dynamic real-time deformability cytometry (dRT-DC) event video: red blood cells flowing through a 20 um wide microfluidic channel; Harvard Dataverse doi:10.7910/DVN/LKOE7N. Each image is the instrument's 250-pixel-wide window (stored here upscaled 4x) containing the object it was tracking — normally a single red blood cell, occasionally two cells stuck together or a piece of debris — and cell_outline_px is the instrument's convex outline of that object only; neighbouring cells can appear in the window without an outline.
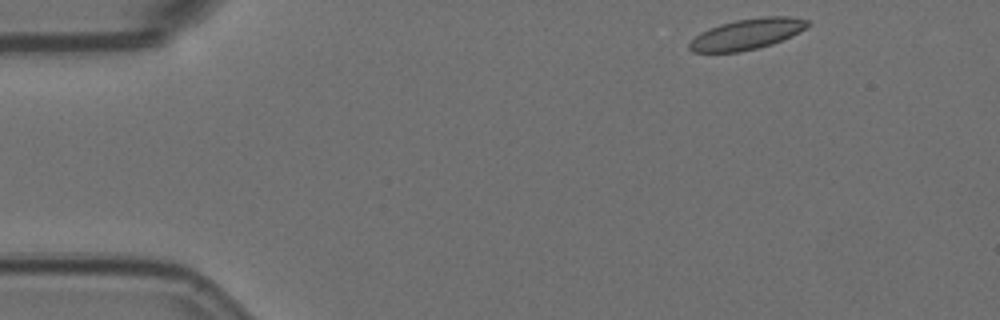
{"species": "Egyptian fruit bat (a non-hibernating species)", "species_latin": "Rousettus aegyptiacus", "temperature_condition": "room temperature", "stored_images_in_passage": 2, "camera_frame_rate_fps": 3000, "um_per_image_px": 0.085, "animal": {"sex": "female"}, "frame": {"image": 1, "passage_image": 1, "time_ms": 0.0, "image_size_px": [1000, 320], "cell_outline_px": [[812, 24], [800, 32], [772, 44], [740, 52], [692, 52], [688, 48], [688, 44], [700, 32], [708, 28], [720, 24], [736, 20], [764, 16], [788, 16], [808, 20]], "centroid_in_image_um": [63.5, 2.89], "position_along_channel_um": 21.5, "area_um2": 21.21}}